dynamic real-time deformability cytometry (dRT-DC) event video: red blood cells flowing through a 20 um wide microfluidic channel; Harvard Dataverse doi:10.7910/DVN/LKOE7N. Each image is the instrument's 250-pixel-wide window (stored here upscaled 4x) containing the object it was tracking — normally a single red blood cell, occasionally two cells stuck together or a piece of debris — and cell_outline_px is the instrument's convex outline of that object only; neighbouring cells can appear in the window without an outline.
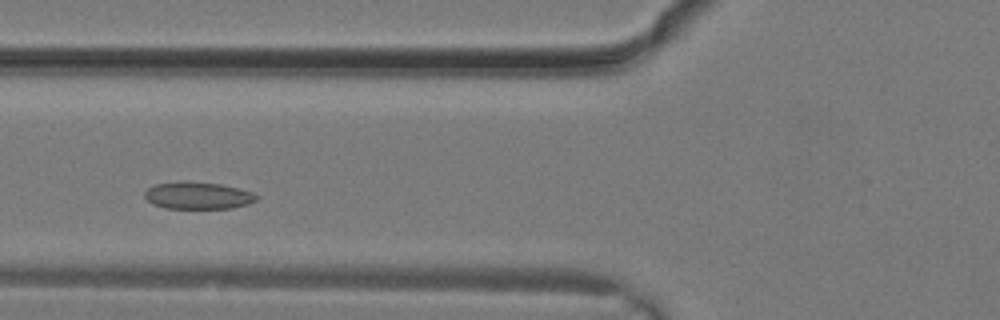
{"species": "common noctule bat (a hibernating species)", "species_latin": "Nyctalus noctula", "temperature_condition": "warm", "stored_images_in_passage": 22, "camera_frame_rate_fps": 3000, "um_per_image_px": 0.085, "animal": {"sex": "male", "body_mass_g": 19.2, "forearm_length_mm": 51.8}, "frame": {"image": 1, "passage_image": 5, "time_ms": 1.333, "image_size_px": [1000, 320], "cell_outline_px": [[260, 196], [256, 200], [248, 204], [232, 208], [164, 208], [152, 204], [144, 196], [144, 192], [148, 188], [156, 184], [180, 180], [220, 184], [240, 188], [252, 192]], "centroid_in_image_um": [16.82, 16.61], "position_along_channel_um": 109.0, "area_um2": 17.86}}
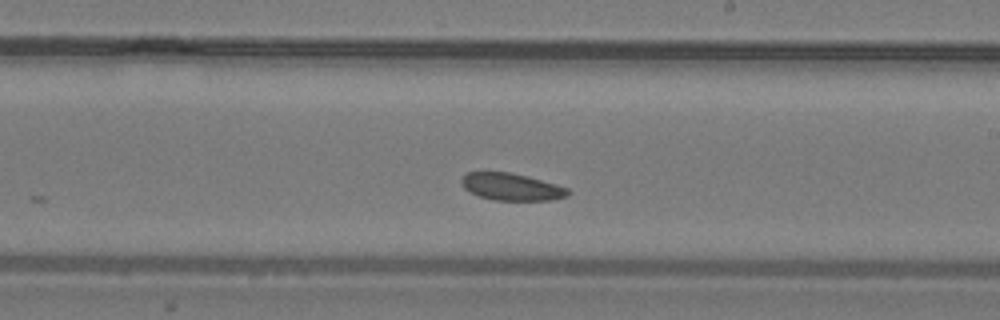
{"frame": {"image": 2, "passage_image": 11, "time_ms": 3.333, "image_size_px": [1000, 320], "cell_outline_px": [[572, 192], [568, 196], [552, 200], [492, 200], [468, 192], [460, 184], [460, 180], [468, 172], [508, 172], [556, 184], [568, 188]], "centroid_in_image_um": [43.47, 15.89], "position_along_channel_um": 245.5, "area_um2": 16.82}}
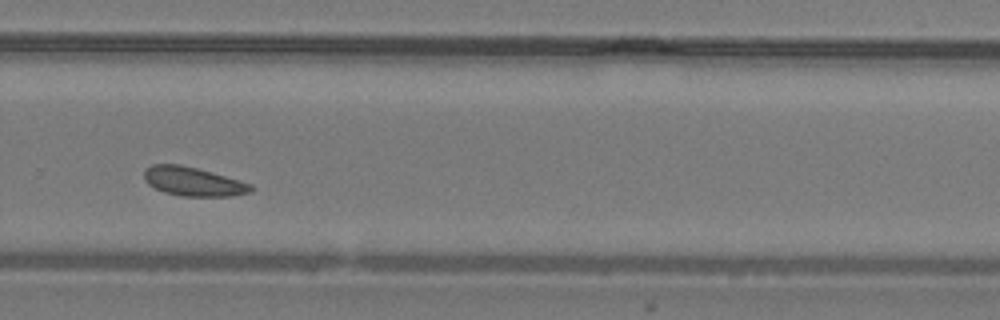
{"frame": {"image": 3, "passage_image": 14, "time_ms": 4.333, "image_size_px": [1000, 320], "cell_outline_px": [[252, 192], [232, 196], [180, 196], [164, 192], [148, 184], [144, 180], [144, 168], [152, 164], [180, 164], [196, 168], [252, 184]], "centroid_in_image_um": [16.38, 15.43], "position_along_channel_um": 313.4, "area_um2": 17.92}}